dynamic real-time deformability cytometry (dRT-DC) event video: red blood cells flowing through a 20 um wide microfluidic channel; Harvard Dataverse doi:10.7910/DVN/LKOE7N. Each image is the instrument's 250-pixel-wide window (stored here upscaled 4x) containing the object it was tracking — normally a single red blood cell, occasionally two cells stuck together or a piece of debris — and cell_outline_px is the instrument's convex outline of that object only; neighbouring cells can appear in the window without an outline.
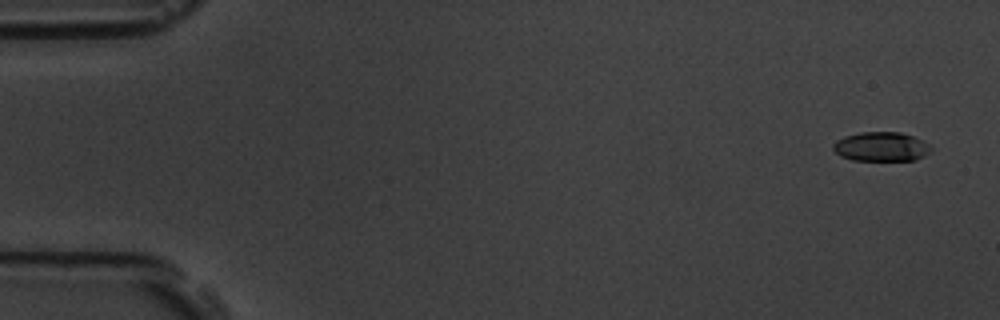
{"species": "common noctule bat (a hibernating species)", "species_latin": "Nyctalus noctula", "temperature_condition": "room temperature", "stored_images_in_passage": 5, "camera_frame_rate_fps": 3000, "um_per_image_px": 0.085, "animal": {"sex": "male", "body_mass_g": 19.5, "forearm_length_mm": 54.6}, "frame": {"image": 1, "passage_image": 1, "time_ms": 0.0, "image_size_px": [1000, 320], "cell_outline_px": [[932, 152], [916, 160], [852, 160], [840, 156], [832, 148], [832, 144], [836, 140], [844, 136], [860, 132], [900, 132], [912, 136], [928, 144], [932, 148]], "centroid_in_image_um": [74.89, 12.47], "position_along_channel_um": 10.1, "area_um2": 16.76}}